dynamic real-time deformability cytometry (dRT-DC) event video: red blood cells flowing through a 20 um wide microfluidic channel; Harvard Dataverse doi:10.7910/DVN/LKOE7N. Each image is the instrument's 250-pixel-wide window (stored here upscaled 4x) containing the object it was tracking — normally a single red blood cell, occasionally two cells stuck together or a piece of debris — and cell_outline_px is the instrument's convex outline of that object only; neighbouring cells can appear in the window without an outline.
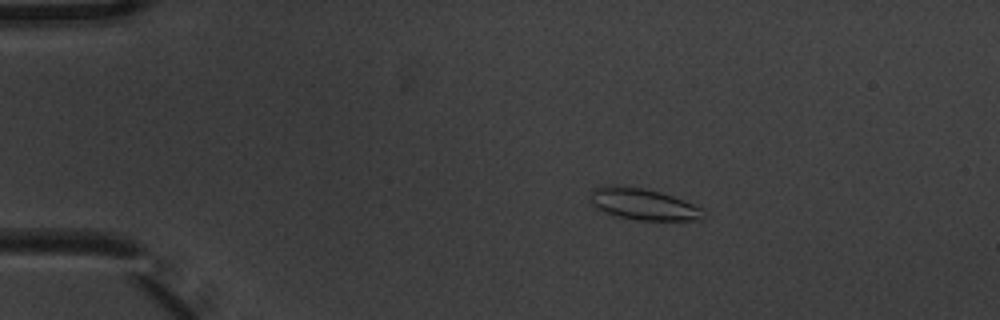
{"species": "common noctule bat (a hibernating species)", "species_latin": "Nyctalus noctula", "temperature_condition": "warm", "stored_images_in_passage": 8, "camera_frame_rate_fps": 3000, "um_per_image_px": 0.085, "animal": {"sex": "male", "body_mass_g": 20.1, "forearm_length_mm": 53.5}, "frame": {"image": 1, "passage_image": 3, "time_ms": 0.667, "image_size_px": [1000, 320], "cell_outline_px": [[704, 216], [700, 220], [636, 220], [616, 216], [604, 212], [588, 204], [592, 188], [644, 188], [660, 192], [672, 196], [704, 208]], "centroid_in_image_um": [54.7, 17.4], "position_along_channel_um": 30.3, "area_um2": 20.35}}
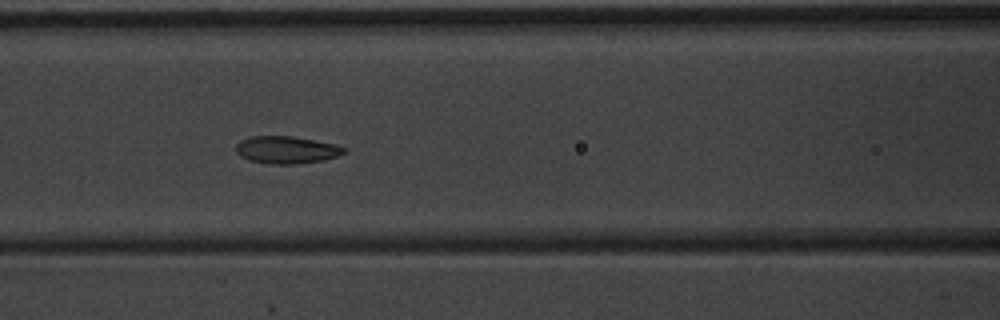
{"frame": {"image": 2, "passage_image": 7, "time_ms": 2.0, "image_size_px": [1000, 320], "cell_outline_px": [[348, 152], [324, 160], [296, 164], [272, 164], [248, 160], [240, 156], [236, 152], [236, 144], [240, 140], [248, 136], [292, 136], [336, 144], [348, 148]], "centroid_in_image_um": [24.36, 12.73], "position_along_channel_um": 142.2, "area_um2": 17.46}}
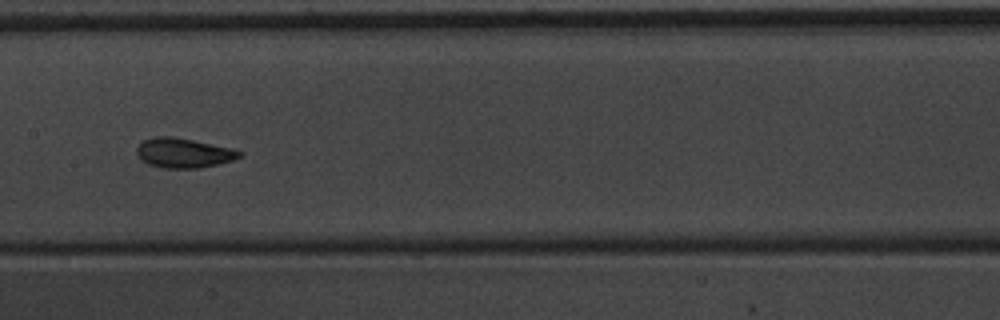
{"frame": {"image": 3, "passage_image": 8, "time_ms": 2.333, "image_size_px": [1000, 320], "cell_outline_px": [[244, 152], [240, 156], [232, 160], [220, 164], [200, 168], [164, 168], [148, 164], [140, 160], [136, 152], [136, 148], [144, 140], [156, 136], [172, 136], [232, 148]], "centroid_in_image_um": [15.6, 13.01], "position_along_channel_um": 191.8, "area_um2": 17.8}}